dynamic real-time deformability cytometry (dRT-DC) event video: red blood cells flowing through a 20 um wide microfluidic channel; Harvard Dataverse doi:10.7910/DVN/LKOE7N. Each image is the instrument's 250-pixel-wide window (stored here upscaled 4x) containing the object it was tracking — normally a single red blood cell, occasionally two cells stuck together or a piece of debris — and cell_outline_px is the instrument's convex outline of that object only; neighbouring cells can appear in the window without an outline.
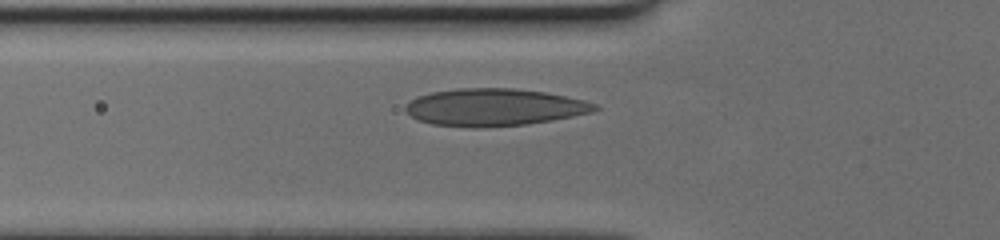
{"species": "human", "species_latin": "Homo sapiens", "temperature_condition": "cold", "stored_images_in_passage": 22, "camera_frame_rate_fps": 3000, "um_per_image_px": 0.085, "donor": {"sex": "female"}, "frame": {"image": 1, "passage_image": 2, "time_ms": 0.333, "image_size_px": [1000, 240], "cell_outline_px": [[600, 108], [592, 112], [552, 120], [524, 124], [472, 128], [432, 124], [416, 120], [404, 112], [404, 104], [416, 96], [432, 92], [460, 88], [512, 88], [544, 92], [584, 100], [596, 104]], "centroid_in_image_um": [41.93, 9.12], "position_along_channel_um": 83.9, "area_um2": 41.21}}
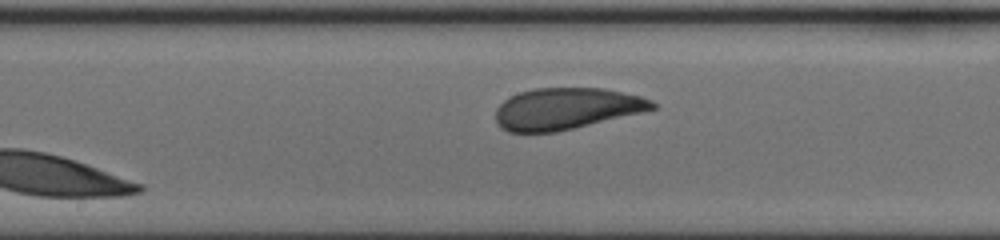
{"frame": {"image": 2, "passage_image": 11, "time_ms": 3.333, "image_size_px": [1000, 240], "cell_outline_px": [[656, 108], [640, 112], [556, 132], [508, 132], [500, 128], [496, 124], [496, 108], [504, 100], [520, 92], [536, 88], [604, 88], [640, 96], [652, 100], [656, 104]], "centroid_in_image_um": [48.09, 9.23], "position_along_channel_um": 200.1, "area_um2": 37.57}}
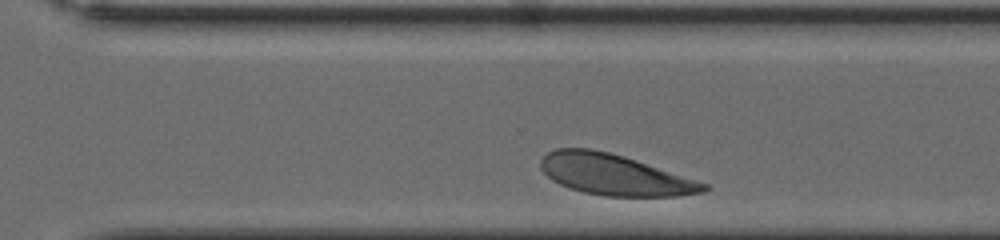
{"frame": {"image": 3, "passage_image": 17, "time_ms": 5.333, "image_size_px": [1000, 240], "cell_outline_px": [[708, 188], [704, 192], [676, 196], [604, 196], [584, 192], [568, 188], [552, 180], [540, 168], [540, 160], [548, 152], [556, 148], [592, 148], [624, 156], [708, 184]], "centroid_in_image_um": [52.19, 14.85], "position_along_channel_um": 318.4, "area_um2": 38.55}}